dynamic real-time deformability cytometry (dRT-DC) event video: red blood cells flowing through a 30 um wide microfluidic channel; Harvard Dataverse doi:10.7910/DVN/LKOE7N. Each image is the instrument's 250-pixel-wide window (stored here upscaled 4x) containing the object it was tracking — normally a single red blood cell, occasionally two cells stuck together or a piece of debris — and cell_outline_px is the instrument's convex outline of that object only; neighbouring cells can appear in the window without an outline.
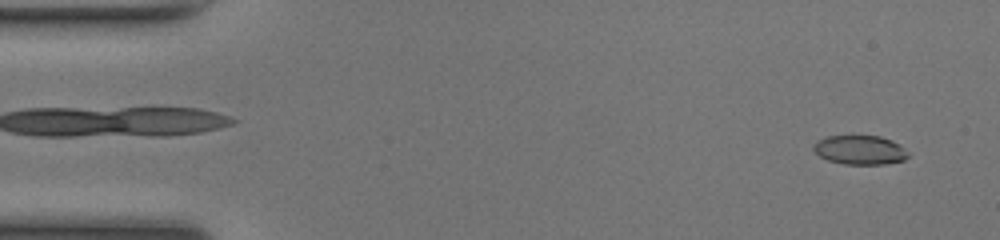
{"species": "common noctule bat (a hibernating species)", "species_latin": "Nyctalus noctula", "temperature_condition": "room temperature", "stored_images_in_passage": 50, "camera_frame_rate_fps": 3000, "um_per_image_px": 0.085, "animal": {"sex": "female", "body_mass_g": 17.0, "forearm_length_mm": 48.0}, "frame": {"image": 1, "passage_image": 2, "time_ms": 0.333, "image_size_px": [1000, 240], "cell_outline_px": [[908, 156], [904, 160], [884, 164], [844, 164], [828, 160], [820, 156], [812, 148], [812, 144], [816, 140], [824, 136], [852, 132], [880, 136], [892, 140], [904, 148], [908, 152]], "centroid_in_image_um": [73.03, 12.67], "position_along_channel_um": 12.0, "area_um2": 16.94}}
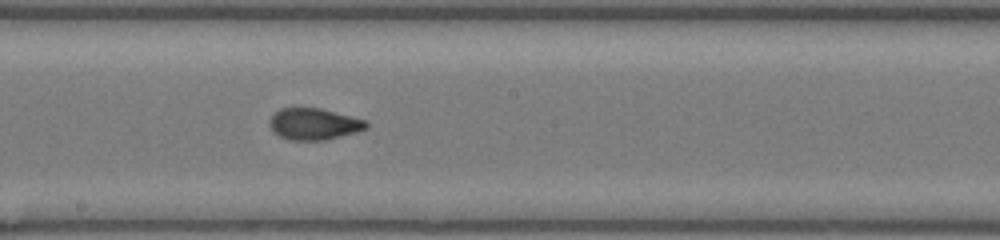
{"frame": {"image": 2, "passage_image": 26, "time_ms": 8.333, "image_size_px": [1000, 240], "cell_outline_px": [[368, 128], [356, 132], [324, 140], [288, 140], [272, 132], [268, 120], [280, 108], [320, 108], [368, 120]], "centroid_in_image_um": [26.69, 10.54], "position_along_channel_um": 221.5, "area_um2": 17.86}}
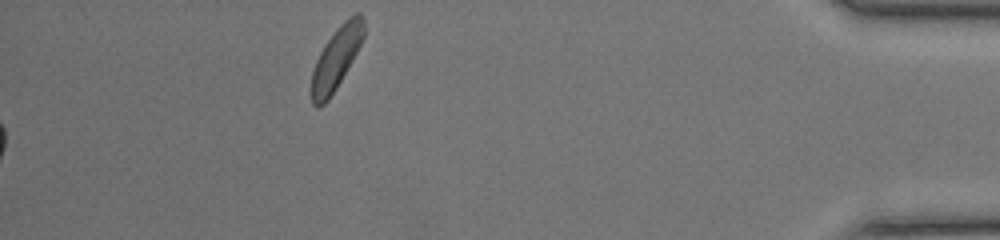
{"frame": {"image": 3, "passage_image": 50, "time_ms": 16.333, "image_size_px": [1000, 240], "cell_outline_px": [[364, 36], [352, 60], [336, 88], [328, 100], [324, 104], [316, 108], [312, 104], [312, 72], [316, 60], [324, 44], [336, 28], [348, 16], [356, 12], [360, 12], [364, 16]], "centroid_in_image_um": [28.59, 4.91], "position_along_channel_um": 406.6, "area_um2": 18.79}, "authors_computed_cell_mechanics": {"area_um2": 17.5423, "velocity_mm_per_s": 4.179, "shape_relaxation_time_tau1_ms": 8.2855, "shape_relaxation_time_tau2_ms": 0.8427, "deformation_change_tau1": 0.2532, "deformation_change_tau2": 0.0532}}